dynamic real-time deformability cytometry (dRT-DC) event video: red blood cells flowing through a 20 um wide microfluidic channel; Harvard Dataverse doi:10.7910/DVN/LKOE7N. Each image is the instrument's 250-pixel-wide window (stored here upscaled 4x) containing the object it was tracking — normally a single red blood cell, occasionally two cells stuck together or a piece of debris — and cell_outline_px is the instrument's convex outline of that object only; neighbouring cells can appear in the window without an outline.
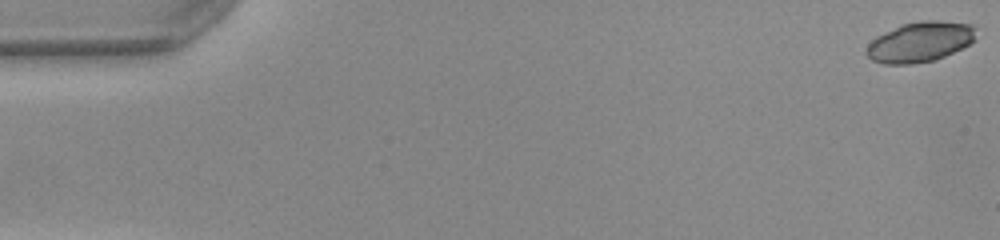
{"species": "common noctule bat (a hibernating species)", "species_latin": "Nyctalus noctula", "temperature_condition": "warm", "stored_images_in_passage": 52, "camera_frame_rate_fps": 3000, "um_per_image_px": 0.085, "animal": {"sex": "female", "body_mass_g": 22.0, "forearm_length_mm": 56.7}, "frame": {"image": 1, "passage_image": 1, "time_ms": 0.0, "image_size_px": [1000, 240], "cell_outline_px": [[976, 40], [936, 60], [912, 64], [884, 64], [872, 60], [864, 52], [868, 44], [876, 36], [900, 24], [920, 20], [936, 20], [972, 24], [976, 28]], "centroid_in_image_um": [78.19, 3.55], "position_along_channel_um": 6.8, "area_um2": 25.89}}
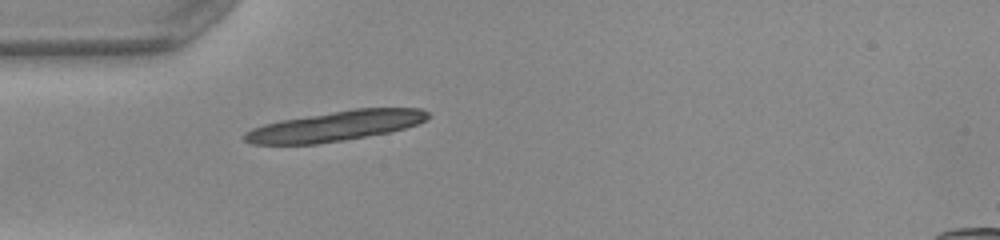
{"frame": {"image": 2, "passage_image": 16, "time_ms": 5.0, "image_size_px": [1000, 240], "cell_outline_px": [[432, 116], [428, 120], [404, 128], [388, 132], [344, 140], [316, 144], [252, 144], [244, 140], [240, 136], [244, 132], [252, 128], [264, 124], [280, 120], [352, 108], [420, 108], [428, 112]], "centroid_in_image_um": [28.49, 10.7], "position_along_channel_um": 56.5, "area_um2": 32.25}}